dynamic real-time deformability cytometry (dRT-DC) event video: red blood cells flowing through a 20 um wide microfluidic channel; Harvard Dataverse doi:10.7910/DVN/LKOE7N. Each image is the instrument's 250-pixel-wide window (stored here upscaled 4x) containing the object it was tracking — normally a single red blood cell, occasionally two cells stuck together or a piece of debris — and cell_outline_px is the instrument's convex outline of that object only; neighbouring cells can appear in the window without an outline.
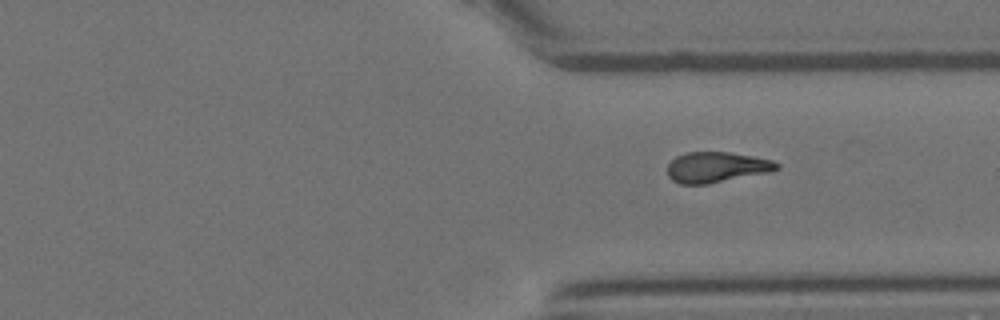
{"species": "Egyptian fruit bat (a non-hibernating species)", "species_latin": "Rousettus aegyptiacus", "temperature_condition": "room temperature", "stored_images_in_passage": 14, "camera_frame_rate_fps": 3000, "um_per_image_px": 0.085, "animal": {"sex": "female"}, "frame": {"image": 1, "passage_image": 14, "time_ms": 4.333, "image_size_px": [1000, 320], "cell_outline_px": [[780, 168], [768, 172], [708, 184], [680, 184], [672, 180], [668, 176], [668, 164], [676, 156], [688, 152], [728, 152], [752, 156], [772, 160], [780, 164]], "centroid_in_image_um": [60.89, 14.21], "position_along_channel_um": 350.5, "area_um2": 19.36}}